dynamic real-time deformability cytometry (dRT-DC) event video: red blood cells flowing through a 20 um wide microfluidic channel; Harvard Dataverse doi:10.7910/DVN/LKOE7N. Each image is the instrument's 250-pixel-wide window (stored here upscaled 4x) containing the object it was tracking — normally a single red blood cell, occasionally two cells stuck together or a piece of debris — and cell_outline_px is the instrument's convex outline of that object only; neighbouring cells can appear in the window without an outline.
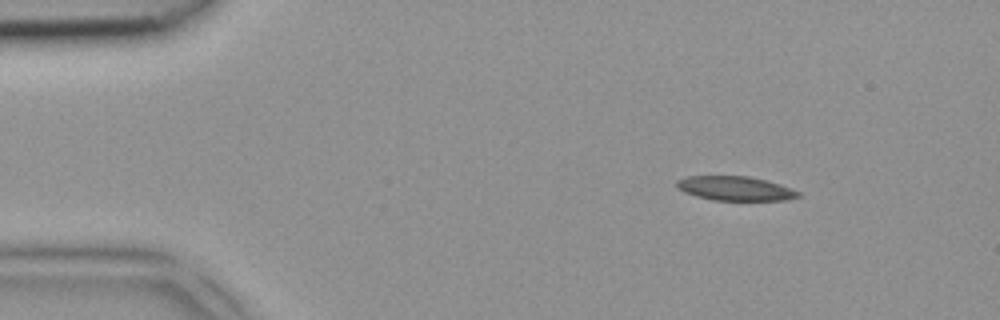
{"species": "common noctule bat (a hibernating species)", "species_latin": "Nyctalus noctula", "temperature_condition": "room temperature", "stored_images_in_passage": 5, "camera_frame_rate_fps": 3000, "um_per_image_px": 0.085, "animal": {"sex": "female", "body_mass_g": 18.4}, "frame": {"image": 1, "passage_image": 1, "time_ms": 0.0, "image_size_px": [1000, 320], "cell_outline_px": [[800, 196], [788, 200], [712, 200], [696, 196], [684, 192], [676, 184], [676, 180], [688, 176], [748, 176], [780, 184], [792, 188], [800, 192]], "centroid_in_image_um": [62.51, 16.02], "position_along_channel_um": 22.5, "area_um2": 17.11}}
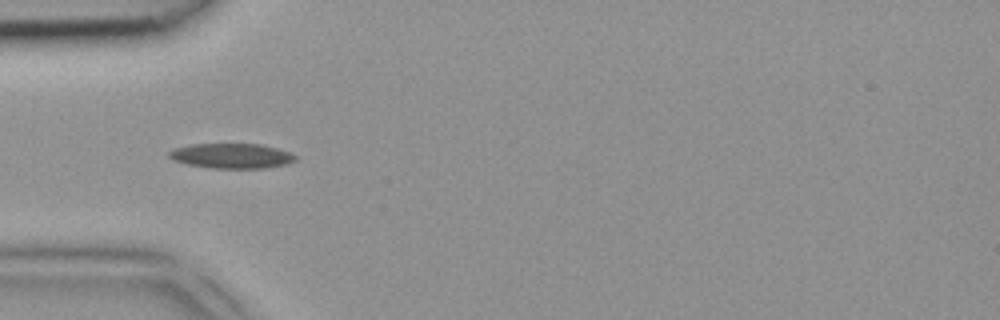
{"frame": {"image": 2, "passage_image": 3, "time_ms": 0.667, "image_size_px": [1000, 320], "cell_outline_px": [[296, 160], [288, 164], [264, 168], [212, 168], [188, 164], [172, 160], [168, 156], [168, 152], [172, 148], [192, 144], [260, 144], [292, 152], [296, 156]], "centroid_in_image_um": [19.68, 13.24], "position_along_channel_um": 65.3, "area_um2": 18.5}}